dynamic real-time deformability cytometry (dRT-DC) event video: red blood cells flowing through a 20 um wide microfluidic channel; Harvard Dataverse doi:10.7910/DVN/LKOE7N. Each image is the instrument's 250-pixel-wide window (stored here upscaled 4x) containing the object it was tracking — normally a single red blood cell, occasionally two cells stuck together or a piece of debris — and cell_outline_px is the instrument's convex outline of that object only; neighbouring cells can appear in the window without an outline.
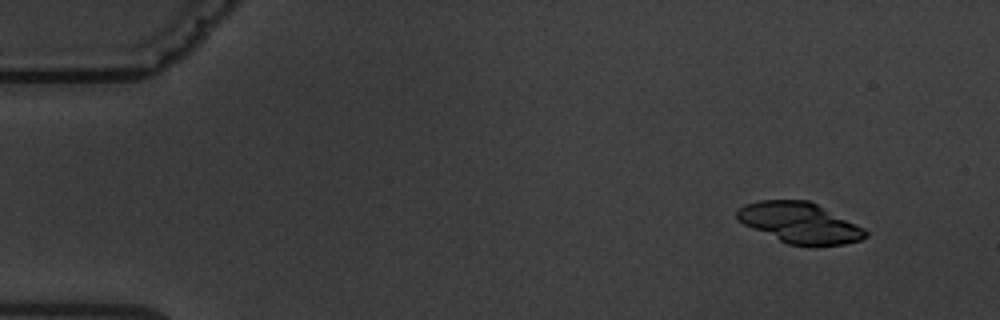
{"species": "common noctule bat (a hibernating species)", "species_latin": "Nyctalus noctula", "temperature_condition": "warm", "stored_images_in_passage": 4, "camera_frame_rate_fps": 3000, "um_per_image_px": 0.085, "animal": {"sex": "male", "body_mass_g": 19.5, "forearm_length_mm": 54.6}, "frame": {"image": 1, "passage_image": 2, "time_ms": 1.0, "image_size_px": [1000, 320], "cell_outline_px": [[868, 236], [860, 240], [844, 244], [788, 244], [752, 228], [744, 224], [736, 216], [736, 212], [744, 204], [760, 200], [808, 200], [864, 228], [868, 232]], "centroid_in_image_um": [67.96, 18.92], "position_along_channel_um": 17.0, "area_um2": 29.65}}